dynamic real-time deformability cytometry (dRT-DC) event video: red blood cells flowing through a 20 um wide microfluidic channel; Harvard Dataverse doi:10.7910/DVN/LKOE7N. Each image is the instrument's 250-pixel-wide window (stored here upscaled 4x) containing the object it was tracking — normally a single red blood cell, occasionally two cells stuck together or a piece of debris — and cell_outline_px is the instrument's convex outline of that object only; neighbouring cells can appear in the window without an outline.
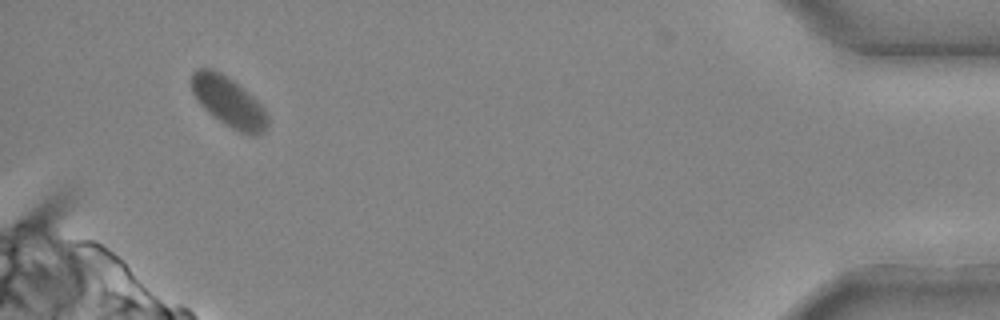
{"species": "common noctule bat (a hibernating species)", "species_latin": "Nyctalus noctula", "temperature_condition": "cold", "stored_images_in_passage": 27, "segment_of_instrument_passage": [1, 2], "camera_frame_rate_fps": 3000, "um_per_image_px": 0.085, "animal": {"sex": "male", "body_mass_g": 20.4}, "frame": {"image": 1, "passage_image": 25, "time_ms": 8.0, "image_size_px": [1000, 320], "cell_outline_px": [[268, 124], [264, 132], [256, 136], [248, 136], [224, 124], [208, 112], [196, 100], [192, 92], [192, 72], [196, 68], [212, 68], [220, 72], [232, 80], [252, 96], [264, 108], [268, 116]], "centroid_in_image_um": [19.44, 8.67], "position_along_channel_um": 415.8, "area_um2": 22.14}}